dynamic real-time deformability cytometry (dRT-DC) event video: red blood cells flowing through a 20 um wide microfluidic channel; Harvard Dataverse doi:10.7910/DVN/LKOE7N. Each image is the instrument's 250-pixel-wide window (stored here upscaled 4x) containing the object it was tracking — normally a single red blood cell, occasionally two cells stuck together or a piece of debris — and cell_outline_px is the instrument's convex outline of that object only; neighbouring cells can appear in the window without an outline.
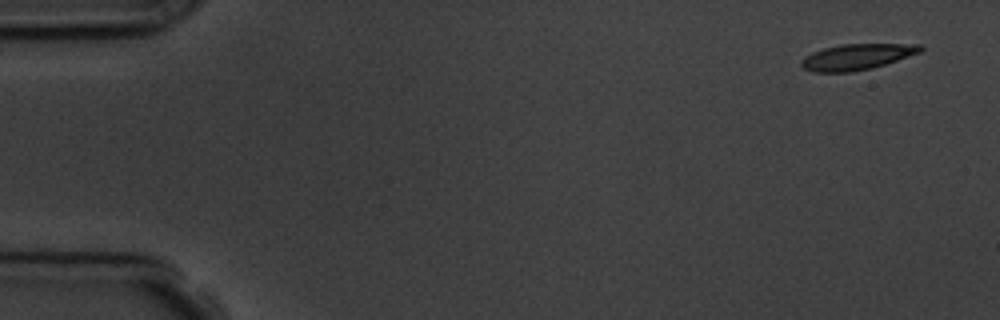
{"species": "common noctule bat (a hibernating species)", "species_latin": "Nyctalus noctula", "temperature_condition": "room temperature", "stored_images_in_passage": 8, "camera_frame_rate_fps": 3000, "um_per_image_px": 0.085, "animal": {"sex": "male", "body_mass_g": 19.5, "forearm_length_mm": 54.6}, "frame": {"image": 1, "passage_image": 1, "time_ms": 0.0, "image_size_px": [1000, 320], "cell_outline_px": [[924, 48], [920, 52], [872, 68], [852, 72], [812, 72], [804, 68], [800, 64], [800, 60], [804, 56], [812, 52], [824, 48], [840, 44], [920, 44]], "centroid_in_image_um": [72.78, 4.83], "position_along_channel_um": 12.2, "area_um2": 17.92}}
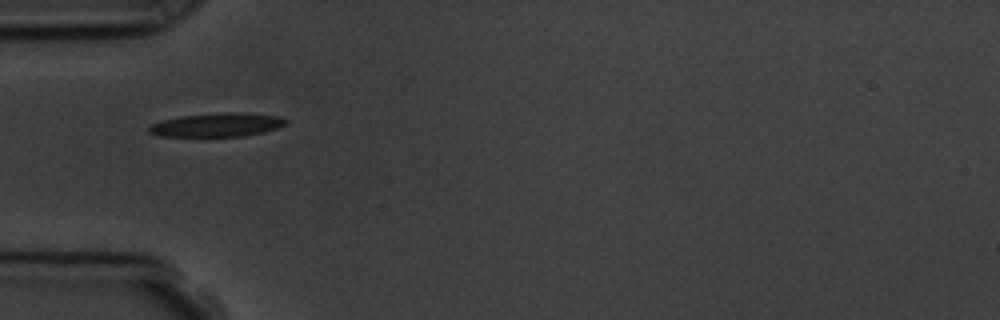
{"frame": {"image": 2, "passage_image": 5, "time_ms": 4.667, "image_size_px": [1000, 320], "cell_outline_px": [[288, 120], [284, 124], [276, 128], [244, 136], [160, 136], [148, 132], [148, 128], [152, 124], [160, 120], [180, 116], [228, 112], [232, 112], [280, 116]], "centroid_in_image_um": [18.4, 10.61], "position_along_channel_um": 66.6, "area_um2": 18.61}}